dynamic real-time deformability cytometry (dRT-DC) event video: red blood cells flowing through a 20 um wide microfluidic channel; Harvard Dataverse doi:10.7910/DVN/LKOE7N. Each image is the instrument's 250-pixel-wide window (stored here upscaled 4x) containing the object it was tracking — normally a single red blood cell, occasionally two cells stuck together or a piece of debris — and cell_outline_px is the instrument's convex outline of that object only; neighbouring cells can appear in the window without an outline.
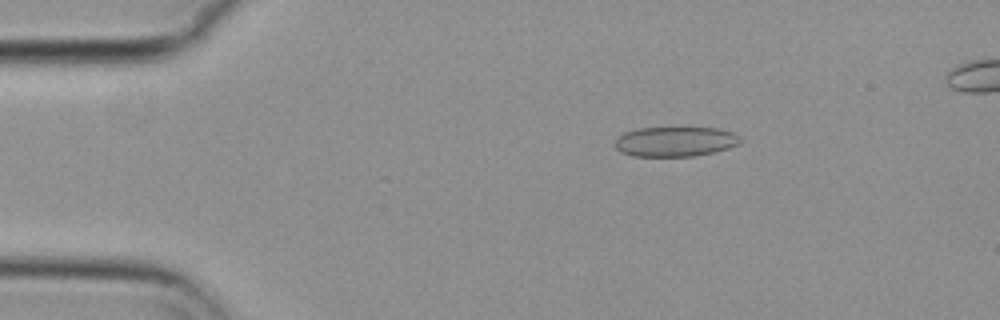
{"species": "common noctule bat (a hibernating species)", "species_latin": "Nyctalus noctula", "temperature_condition": "cold", "stored_images_in_passage": 48, "camera_frame_rate_fps": 3000, "um_per_image_px": 0.085, "animal": {"sex": "female", "body_mass_g": 29.2, "forearm_length_mm": 56.3}, "frame": {"image": 1, "passage_image": 3, "time_ms": 0.667, "image_size_px": [1000, 320], "cell_outline_px": [[744, 140], [740, 144], [728, 148], [696, 156], [632, 156], [620, 152], [612, 144], [624, 132], [640, 128], [720, 128], [736, 132]], "centroid_in_image_um": [57.44, 12.03], "position_along_channel_um": 27.6, "area_um2": 22.08}}
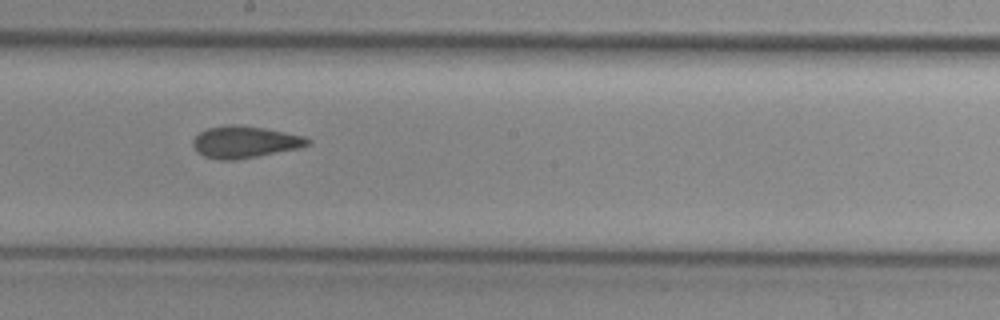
{"frame": {"image": 2, "passage_image": 24, "time_ms": 7.667, "image_size_px": [1000, 320], "cell_outline_px": [[312, 140], [308, 144], [300, 148], [256, 156], [232, 160], [220, 160], [204, 156], [196, 152], [192, 144], [192, 140], [200, 132], [208, 128], [228, 124], [240, 124], [264, 128], [304, 136]], "centroid_in_image_um": [20.78, 12.06], "position_along_channel_um": 227.4, "area_um2": 21.27}}
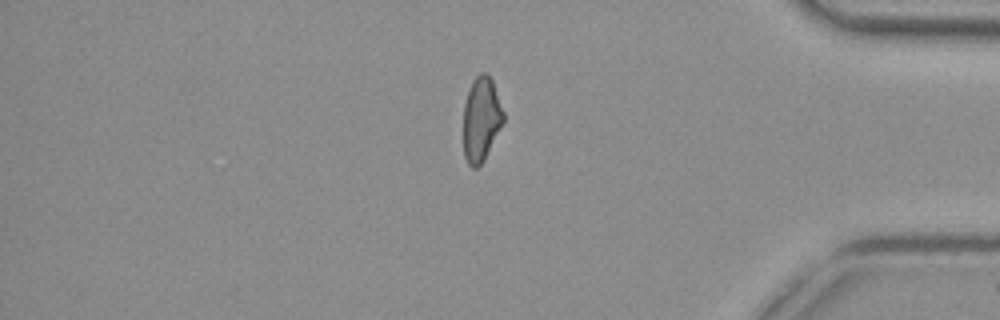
{"frame": {"image": 3, "passage_image": 40, "time_ms": 13.0, "image_size_px": [1000, 320], "cell_outline_px": [[504, 120], [484, 160], [476, 168], [472, 168], [468, 164], [464, 156], [464, 104], [472, 80], [480, 72], [484, 72], [492, 80], [504, 112]], "centroid_in_image_um": [40.9, 10.13], "position_along_channel_um": 394.3, "area_um2": 19.48}}